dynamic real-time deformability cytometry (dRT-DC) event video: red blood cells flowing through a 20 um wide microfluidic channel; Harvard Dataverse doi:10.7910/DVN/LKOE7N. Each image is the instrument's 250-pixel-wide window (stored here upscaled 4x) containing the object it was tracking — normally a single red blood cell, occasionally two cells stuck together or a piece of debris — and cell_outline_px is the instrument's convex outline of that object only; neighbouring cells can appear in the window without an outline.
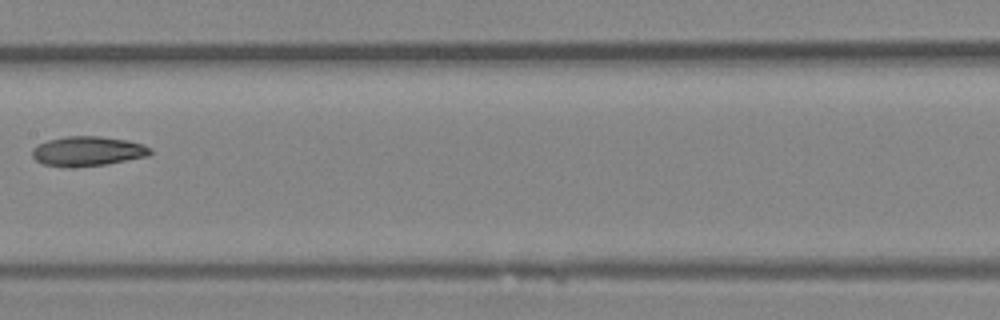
{"species": "Egyptian fruit bat (a non-hibernating species)", "species_latin": "Rousettus aegyptiacus", "temperature_condition": "room temperature", "stored_images_in_passage": 7, "camera_frame_rate_fps": 3000, "um_per_image_px": 0.085, "animal": {"sex": "female"}, "frame": {"image": 1, "passage_image": 7, "time_ms": 2.0, "image_size_px": [1000, 320], "cell_outline_px": [[152, 152], [148, 156], [104, 164], [44, 164], [36, 160], [32, 156], [32, 148], [48, 140], [64, 136], [100, 136], [128, 140], [144, 144], [152, 148]], "centroid_in_image_um": [7.52, 12.79], "position_along_channel_um": 199.9, "area_um2": 19.59}}